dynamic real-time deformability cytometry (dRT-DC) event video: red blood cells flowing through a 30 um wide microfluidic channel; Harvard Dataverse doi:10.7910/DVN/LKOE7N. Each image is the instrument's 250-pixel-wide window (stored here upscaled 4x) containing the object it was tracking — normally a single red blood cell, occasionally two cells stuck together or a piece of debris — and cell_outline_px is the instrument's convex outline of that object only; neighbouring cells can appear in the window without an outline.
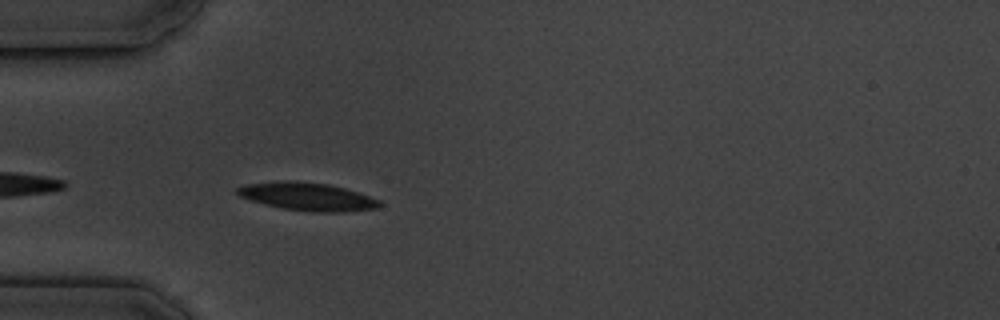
{"species": "common noctule bat (a hibernating species)", "species_latin": "Nyctalus noctula", "temperature_condition": "cold", "stored_images_in_passage": 2, "camera_frame_rate_fps": 3000, "um_per_image_px": 0.085, "animal": {"sex": "male", "body_mass_g": 19.5, "forearm_length_mm": 54.6}, "frame": {"image": 1, "passage_image": 2, "time_ms": 1.333, "image_size_px": [1000, 320], "cell_outline_px": [[384, 204], [376, 208], [344, 212], [312, 212], [284, 208], [264, 204], [240, 196], [236, 192], [236, 188], [248, 184], [284, 180], [328, 184], [344, 188], [380, 200]], "centroid_in_image_um": [26.15, 16.71], "position_along_channel_um": 58.8, "area_um2": 22.89}}